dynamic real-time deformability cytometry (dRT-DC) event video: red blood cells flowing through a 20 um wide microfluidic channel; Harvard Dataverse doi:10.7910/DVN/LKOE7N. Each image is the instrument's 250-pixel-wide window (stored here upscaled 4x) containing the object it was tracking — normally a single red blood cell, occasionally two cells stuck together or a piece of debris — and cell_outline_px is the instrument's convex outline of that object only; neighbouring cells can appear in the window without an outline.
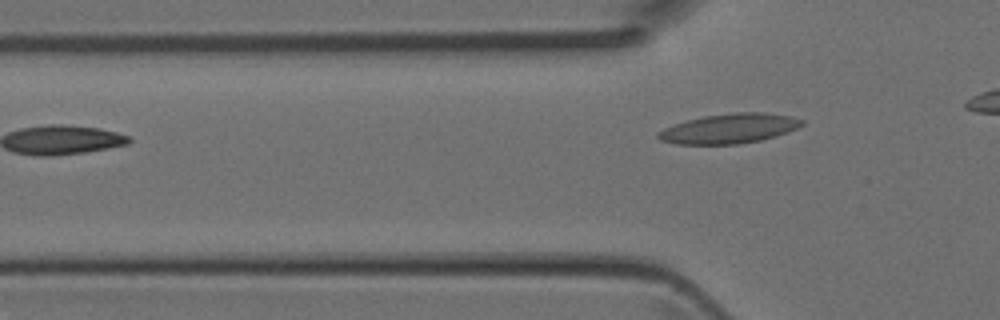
{"species": "Egyptian fruit bat (a non-hibernating species)", "species_latin": "Rousettus aegyptiacus", "temperature_condition": "room temperature", "stored_images_in_passage": 3, "camera_frame_rate_fps": 3000, "um_per_image_px": 0.085, "animal": {"sex": "female"}, "frame": {"image": 1, "passage_image": 3, "time_ms": 0.667, "image_size_px": [1000, 320], "cell_outline_px": [[804, 124], [788, 132], [776, 136], [760, 140], [740, 144], [676, 144], [660, 140], [656, 136], [656, 132], [664, 128], [688, 120], [704, 116], [732, 112], [764, 112], [788, 116], [804, 120]], "centroid_in_image_um": [61.98, 10.93], "position_along_channel_um": 63.8, "area_um2": 24.85}}